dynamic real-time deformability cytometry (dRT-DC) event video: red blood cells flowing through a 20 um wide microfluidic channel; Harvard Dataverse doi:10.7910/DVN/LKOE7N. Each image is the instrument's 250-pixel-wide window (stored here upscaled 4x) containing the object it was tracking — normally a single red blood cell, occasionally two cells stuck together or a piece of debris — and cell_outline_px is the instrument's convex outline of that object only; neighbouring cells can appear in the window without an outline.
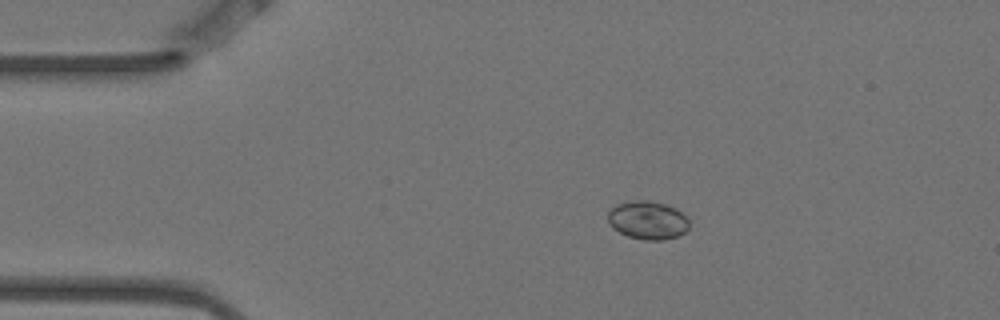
{"species": "Egyptian fruit bat (a non-hibernating species)", "species_latin": "Rousettus aegyptiacus", "temperature_condition": "warm", "stored_images_in_passage": 9, "camera_frame_rate_fps": 3000, "um_per_image_px": 0.085, "animal": {"sex": "female"}, "frame": {"image": 1, "passage_image": 3, "time_ms": 0.667, "image_size_px": [1000, 320], "cell_outline_px": [[688, 228], [680, 236], [664, 240], [644, 240], [628, 236], [612, 228], [608, 224], [608, 212], [616, 204], [632, 200], [648, 200], [664, 204], [676, 208], [688, 220]], "centroid_in_image_um": [55.03, 18.72], "position_along_channel_um": 30.0, "area_um2": 18.21}}
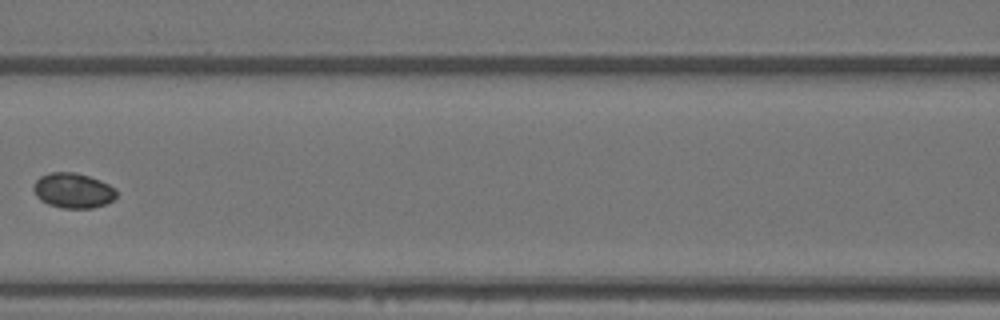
{"frame": {"image": 2, "passage_image": 7, "time_ms": 2.0, "image_size_px": [1000, 320], "cell_outline_px": [[116, 196], [108, 204], [92, 208], [64, 208], [48, 204], [40, 200], [36, 196], [32, 188], [36, 180], [40, 176], [52, 172], [72, 172], [88, 176], [100, 180], [116, 188]], "centroid_in_image_um": [6.21, 16.2], "position_along_channel_um": 160.4, "area_um2": 16.99}}
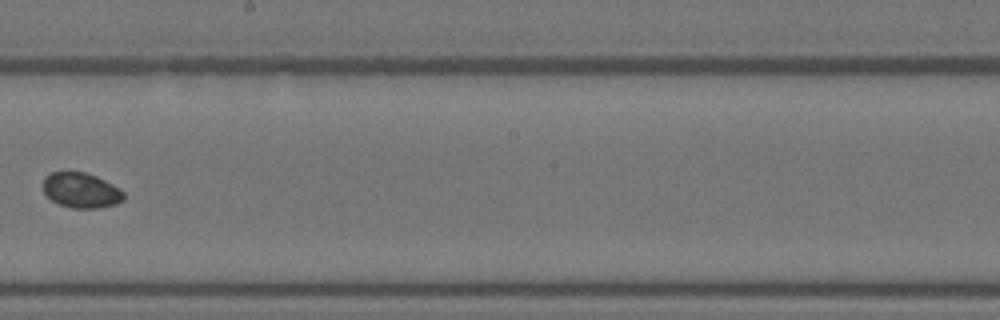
{"frame": {"image": 3, "passage_image": 9, "time_ms": 2.667, "image_size_px": [1000, 320], "cell_outline_px": [[124, 200], [116, 204], [100, 208], [72, 208], [60, 204], [52, 200], [44, 192], [44, 176], [48, 172], [84, 172], [96, 176], [120, 188], [124, 192]], "centroid_in_image_um": [6.91, 16.17], "position_along_channel_um": 241.3, "area_um2": 16.53}}